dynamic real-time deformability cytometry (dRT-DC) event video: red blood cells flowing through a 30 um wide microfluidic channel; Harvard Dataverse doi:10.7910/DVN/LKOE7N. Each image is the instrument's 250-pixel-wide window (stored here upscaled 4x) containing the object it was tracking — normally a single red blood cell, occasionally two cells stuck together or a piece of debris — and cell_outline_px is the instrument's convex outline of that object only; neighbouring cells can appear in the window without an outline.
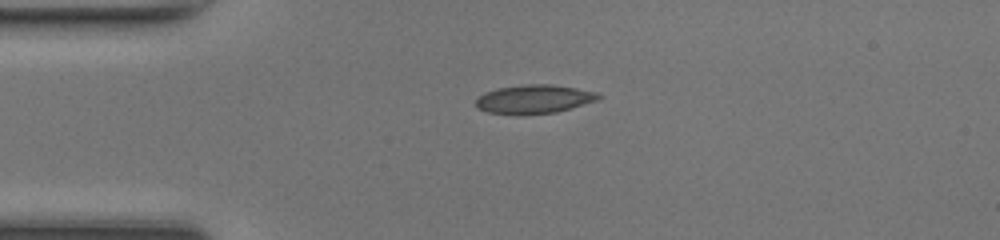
{"species": "common noctule bat (a hibernating species)", "species_latin": "Nyctalus noctula", "temperature_condition": "room temperature", "stored_images_in_passage": 37, "camera_frame_rate_fps": 3000, "um_per_image_px": 0.085, "animal": {"sex": "female", "body_mass_g": 17.0, "forearm_length_mm": 48.0}, "frame": {"image": 1, "passage_image": 1, "time_ms": 0.0, "image_size_px": [1000, 240], "cell_outline_px": [[604, 96], [600, 100], [556, 112], [524, 116], [520, 116], [488, 112], [476, 108], [476, 100], [484, 92], [496, 88], [524, 84], [552, 84], [576, 88], [596, 92]], "centroid_in_image_um": [45.4, 8.44], "position_along_channel_um": 39.6, "area_um2": 21.04}}
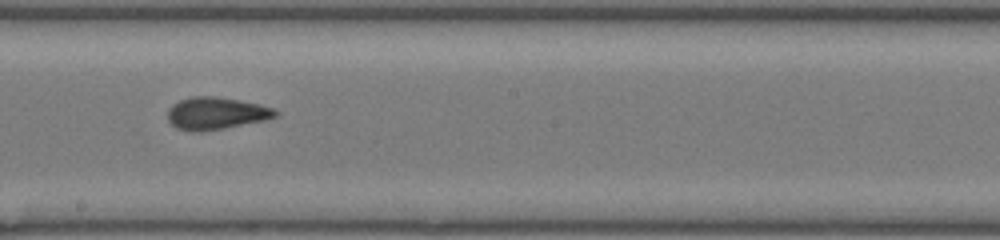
{"frame": {"image": 2, "passage_image": 16, "time_ms": 5.0, "image_size_px": [1000, 240], "cell_outline_px": [[280, 112], [276, 116], [264, 120], [224, 128], [200, 132], [196, 132], [176, 128], [168, 120], [168, 108], [172, 104], [180, 100], [192, 96], [216, 96], [260, 104], [272, 108]], "centroid_in_image_um": [18.34, 9.63], "position_along_channel_um": 229.9, "area_um2": 20.23}}
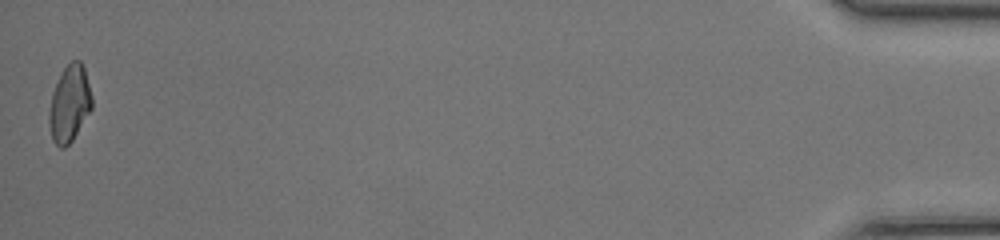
{"frame": {"image": 3, "passage_image": 37, "time_ms": 12.0, "image_size_px": [1000, 240], "cell_outline_px": [[92, 108], [72, 140], [64, 148], [60, 148], [52, 140], [48, 124], [48, 112], [52, 92], [64, 68], [72, 60], [80, 60], [84, 68], [92, 96]], "centroid_in_image_um": [5.89, 8.83], "position_along_channel_um": 429.3, "area_um2": 19.02}, "authors_computed_cell_mechanics": {"area_um2": 19.5942, "velocity_mm_per_s": 4.3306, "shape_relaxation_time_tau1_ms": 7.8394, "shape_relaxation_time_tau2_ms": 1.3503, "deformation_change_tau1": 0.2415, "deformation_change_tau2": 0.0689}}